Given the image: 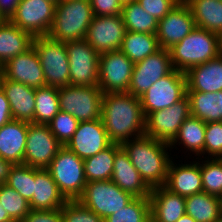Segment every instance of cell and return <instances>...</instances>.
<instances>
[{
  "label": "cell",
  "mask_w": 222,
  "mask_h": 222,
  "mask_svg": "<svg viewBox=\"0 0 222 222\" xmlns=\"http://www.w3.org/2000/svg\"><path fill=\"white\" fill-rule=\"evenodd\" d=\"M145 118L139 97L128 92L103 94L101 120L112 143L145 135Z\"/></svg>",
  "instance_id": "obj_1"
},
{
  "label": "cell",
  "mask_w": 222,
  "mask_h": 222,
  "mask_svg": "<svg viewBox=\"0 0 222 222\" xmlns=\"http://www.w3.org/2000/svg\"><path fill=\"white\" fill-rule=\"evenodd\" d=\"M133 166L150 188L164 186L173 160L169 144L143 135L121 144Z\"/></svg>",
  "instance_id": "obj_2"
},
{
  "label": "cell",
  "mask_w": 222,
  "mask_h": 222,
  "mask_svg": "<svg viewBox=\"0 0 222 222\" xmlns=\"http://www.w3.org/2000/svg\"><path fill=\"white\" fill-rule=\"evenodd\" d=\"M173 69H188L218 57L222 53L220 36L196 27L179 43L169 49Z\"/></svg>",
  "instance_id": "obj_3"
},
{
  "label": "cell",
  "mask_w": 222,
  "mask_h": 222,
  "mask_svg": "<svg viewBox=\"0 0 222 222\" xmlns=\"http://www.w3.org/2000/svg\"><path fill=\"white\" fill-rule=\"evenodd\" d=\"M93 18L89 0H59L48 36L61 42L84 40Z\"/></svg>",
  "instance_id": "obj_4"
},
{
  "label": "cell",
  "mask_w": 222,
  "mask_h": 222,
  "mask_svg": "<svg viewBox=\"0 0 222 222\" xmlns=\"http://www.w3.org/2000/svg\"><path fill=\"white\" fill-rule=\"evenodd\" d=\"M46 169L67 200H77L82 195L87 183L84 160L66 146L58 151Z\"/></svg>",
  "instance_id": "obj_5"
},
{
  "label": "cell",
  "mask_w": 222,
  "mask_h": 222,
  "mask_svg": "<svg viewBox=\"0 0 222 222\" xmlns=\"http://www.w3.org/2000/svg\"><path fill=\"white\" fill-rule=\"evenodd\" d=\"M33 47L38 53L43 68L46 86L64 87L70 85V67L65 42L48 35L34 37Z\"/></svg>",
  "instance_id": "obj_6"
},
{
  "label": "cell",
  "mask_w": 222,
  "mask_h": 222,
  "mask_svg": "<svg viewBox=\"0 0 222 222\" xmlns=\"http://www.w3.org/2000/svg\"><path fill=\"white\" fill-rule=\"evenodd\" d=\"M103 92L99 86L59 87V107L79 122L101 119Z\"/></svg>",
  "instance_id": "obj_7"
},
{
  "label": "cell",
  "mask_w": 222,
  "mask_h": 222,
  "mask_svg": "<svg viewBox=\"0 0 222 222\" xmlns=\"http://www.w3.org/2000/svg\"><path fill=\"white\" fill-rule=\"evenodd\" d=\"M133 197L111 180L87 182L82 195L77 199L102 219L125 207Z\"/></svg>",
  "instance_id": "obj_8"
},
{
  "label": "cell",
  "mask_w": 222,
  "mask_h": 222,
  "mask_svg": "<svg viewBox=\"0 0 222 222\" xmlns=\"http://www.w3.org/2000/svg\"><path fill=\"white\" fill-rule=\"evenodd\" d=\"M187 95L185 73L173 69L139 97L145 117L154 111L163 110L182 100Z\"/></svg>",
  "instance_id": "obj_9"
},
{
  "label": "cell",
  "mask_w": 222,
  "mask_h": 222,
  "mask_svg": "<svg viewBox=\"0 0 222 222\" xmlns=\"http://www.w3.org/2000/svg\"><path fill=\"white\" fill-rule=\"evenodd\" d=\"M190 116V101L186 95L168 108L149 113L145 118V135L170 144Z\"/></svg>",
  "instance_id": "obj_10"
},
{
  "label": "cell",
  "mask_w": 222,
  "mask_h": 222,
  "mask_svg": "<svg viewBox=\"0 0 222 222\" xmlns=\"http://www.w3.org/2000/svg\"><path fill=\"white\" fill-rule=\"evenodd\" d=\"M56 4L53 0H21L9 21L33 37L48 35Z\"/></svg>",
  "instance_id": "obj_11"
},
{
  "label": "cell",
  "mask_w": 222,
  "mask_h": 222,
  "mask_svg": "<svg viewBox=\"0 0 222 222\" xmlns=\"http://www.w3.org/2000/svg\"><path fill=\"white\" fill-rule=\"evenodd\" d=\"M69 67L70 85L98 86L100 54L86 41L65 42Z\"/></svg>",
  "instance_id": "obj_12"
},
{
  "label": "cell",
  "mask_w": 222,
  "mask_h": 222,
  "mask_svg": "<svg viewBox=\"0 0 222 222\" xmlns=\"http://www.w3.org/2000/svg\"><path fill=\"white\" fill-rule=\"evenodd\" d=\"M133 68L134 63L120 50L100 54L98 86L103 94L128 92Z\"/></svg>",
  "instance_id": "obj_13"
},
{
  "label": "cell",
  "mask_w": 222,
  "mask_h": 222,
  "mask_svg": "<svg viewBox=\"0 0 222 222\" xmlns=\"http://www.w3.org/2000/svg\"><path fill=\"white\" fill-rule=\"evenodd\" d=\"M63 145L51 132L48 125H28L24 164L46 169Z\"/></svg>",
  "instance_id": "obj_14"
},
{
  "label": "cell",
  "mask_w": 222,
  "mask_h": 222,
  "mask_svg": "<svg viewBox=\"0 0 222 222\" xmlns=\"http://www.w3.org/2000/svg\"><path fill=\"white\" fill-rule=\"evenodd\" d=\"M173 70L168 49H160L155 54L134 64L128 93L142 96L156 81Z\"/></svg>",
  "instance_id": "obj_15"
},
{
  "label": "cell",
  "mask_w": 222,
  "mask_h": 222,
  "mask_svg": "<svg viewBox=\"0 0 222 222\" xmlns=\"http://www.w3.org/2000/svg\"><path fill=\"white\" fill-rule=\"evenodd\" d=\"M126 34L121 14L94 16L85 39L99 54L119 50Z\"/></svg>",
  "instance_id": "obj_16"
},
{
  "label": "cell",
  "mask_w": 222,
  "mask_h": 222,
  "mask_svg": "<svg viewBox=\"0 0 222 222\" xmlns=\"http://www.w3.org/2000/svg\"><path fill=\"white\" fill-rule=\"evenodd\" d=\"M196 28L191 10L179 2L164 18L158 21L156 37L161 49H170Z\"/></svg>",
  "instance_id": "obj_17"
},
{
  "label": "cell",
  "mask_w": 222,
  "mask_h": 222,
  "mask_svg": "<svg viewBox=\"0 0 222 222\" xmlns=\"http://www.w3.org/2000/svg\"><path fill=\"white\" fill-rule=\"evenodd\" d=\"M112 144L101 119L79 122L66 147L85 160Z\"/></svg>",
  "instance_id": "obj_18"
},
{
  "label": "cell",
  "mask_w": 222,
  "mask_h": 222,
  "mask_svg": "<svg viewBox=\"0 0 222 222\" xmlns=\"http://www.w3.org/2000/svg\"><path fill=\"white\" fill-rule=\"evenodd\" d=\"M2 76L32 88L46 86L43 68L38 53L32 46L22 54L8 60L0 67Z\"/></svg>",
  "instance_id": "obj_19"
},
{
  "label": "cell",
  "mask_w": 222,
  "mask_h": 222,
  "mask_svg": "<svg viewBox=\"0 0 222 222\" xmlns=\"http://www.w3.org/2000/svg\"><path fill=\"white\" fill-rule=\"evenodd\" d=\"M111 181L133 197L149 198L150 196L151 188L141 178L125 150L117 143H115V158Z\"/></svg>",
  "instance_id": "obj_20"
},
{
  "label": "cell",
  "mask_w": 222,
  "mask_h": 222,
  "mask_svg": "<svg viewBox=\"0 0 222 222\" xmlns=\"http://www.w3.org/2000/svg\"><path fill=\"white\" fill-rule=\"evenodd\" d=\"M196 159L198 162L193 160L189 164L181 162L178 165L171 160L164 187L184 197L203 192L200 161Z\"/></svg>",
  "instance_id": "obj_21"
},
{
  "label": "cell",
  "mask_w": 222,
  "mask_h": 222,
  "mask_svg": "<svg viewBox=\"0 0 222 222\" xmlns=\"http://www.w3.org/2000/svg\"><path fill=\"white\" fill-rule=\"evenodd\" d=\"M0 87L9 101L12 118L34 124L36 88L1 76Z\"/></svg>",
  "instance_id": "obj_22"
},
{
  "label": "cell",
  "mask_w": 222,
  "mask_h": 222,
  "mask_svg": "<svg viewBox=\"0 0 222 222\" xmlns=\"http://www.w3.org/2000/svg\"><path fill=\"white\" fill-rule=\"evenodd\" d=\"M151 222H176L185 213V197L164 186L151 188L149 196Z\"/></svg>",
  "instance_id": "obj_23"
},
{
  "label": "cell",
  "mask_w": 222,
  "mask_h": 222,
  "mask_svg": "<svg viewBox=\"0 0 222 222\" xmlns=\"http://www.w3.org/2000/svg\"><path fill=\"white\" fill-rule=\"evenodd\" d=\"M29 122L12 119L0 127V157L15 164H24Z\"/></svg>",
  "instance_id": "obj_24"
},
{
  "label": "cell",
  "mask_w": 222,
  "mask_h": 222,
  "mask_svg": "<svg viewBox=\"0 0 222 222\" xmlns=\"http://www.w3.org/2000/svg\"><path fill=\"white\" fill-rule=\"evenodd\" d=\"M187 91L202 93L222 91V53L185 72Z\"/></svg>",
  "instance_id": "obj_25"
},
{
  "label": "cell",
  "mask_w": 222,
  "mask_h": 222,
  "mask_svg": "<svg viewBox=\"0 0 222 222\" xmlns=\"http://www.w3.org/2000/svg\"><path fill=\"white\" fill-rule=\"evenodd\" d=\"M67 201L48 170L35 168L34 194L29 202L30 210L61 209Z\"/></svg>",
  "instance_id": "obj_26"
},
{
  "label": "cell",
  "mask_w": 222,
  "mask_h": 222,
  "mask_svg": "<svg viewBox=\"0 0 222 222\" xmlns=\"http://www.w3.org/2000/svg\"><path fill=\"white\" fill-rule=\"evenodd\" d=\"M34 37L6 20L0 25V67L33 46Z\"/></svg>",
  "instance_id": "obj_27"
},
{
  "label": "cell",
  "mask_w": 222,
  "mask_h": 222,
  "mask_svg": "<svg viewBox=\"0 0 222 222\" xmlns=\"http://www.w3.org/2000/svg\"><path fill=\"white\" fill-rule=\"evenodd\" d=\"M191 10L195 25L222 34V0H188L185 2Z\"/></svg>",
  "instance_id": "obj_28"
},
{
  "label": "cell",
  "mask_w": 222,
  "mask_h": 222,
  "mask_svg": "<svg viewBox=\"0 0 222 222\" xmlns=\"http://www.w3.org/2000/svg\"><path fill=\"white\" fill-rule=\"evenodd\" d=\"M206 123L199 118L193 116L184 120L183 124L174 138L169 144L171 149L177 148L176 145L182 144L186 152L189 150L194 155L204 157ZM176 144V145H175Z\"/></svg>",
  "instance_id": "obj_29"
},
{
  "label": "cell",
  "mask_w": 222,
  "mask_h": 222,
  "mask_svg": "<svg viewBox=\"0 0 222 222\" xmlns=\"http://www.w3.org/2000/svg\"><path fill=\"white\" fill-rule=\"evenodd\" d=\"M190 101L191 116L205 123L222 121V91L202 93L187 91Z\"/></svg>",
  "instance_id": "obj_30"
},
{
  "label": "cell",
  "mask_w": 222,
  "mask_h": 222,
  "mask_svg": "<svg viewBox=\"0 0 222 222\" xmlns=\"http://www.w3.org/2000/svg\"><path fill=\"white\" fill-rule=\"evenodd\" d=\"M185 211L196 222H215L222 214L221 198L206 192L187 196Z\"/></svg>",
  "instance_id": "obj_31"
},
{
  "label": "cell",
  "mask_w": 222,
  "mask_h": 222,
  "mask_svg": "<svg viewBox=\"0 0 222 222\" xmlns=\"http://www.w3.org/2000/svg\"><path fill=\"white\" fill-rule=\"evenodd\" d=\"M160 49L156 34L126 31L119 50L135 64Z\"/></svg>",
  "instance_id": "obj_32"
},
{
  "label": "cell",
  "mask_w": 222,
  "mask_h": 222,
  "mask_svg": "<svg viewBox=\"0 0 222 222\" xmlns=\"http://www.w3.org/2000/svg\"><path fill=\"white\" fill-rule=\"evenodd\" d=\"M121 16L126 27V31L156 34L158 20L149 15L138 3L134 1L123 5Z\"/></svg>",
  "instance_id": "obj_33"
},
{
  "label": "cell",
  "mask_w": 222,
  "mask_h": 222,
  "mask_svg": "<svg viewBox=\"0 0 222 222\" xmlns=\"http://www.w3.org/2000/svg\"><path fill=\"white\" fill-rule=\"evenodd\" d=\"M115 158V143L84 160L87 182L111 180Z\"/></svg>",
  "instance_id": "obj_34"
},
{
  "label": "cell",
  "mask_w": 222,
  "mask_h": 222,
  "mask_svg": "<svg viewBox=\"0 0 222 222\" xmlns=\"http://www.w3.org/2000/svg\"><path fill=\"white\" fill-rule=\"evenodd\" d=\"M59 111V88H36L34 124L48 125Z\"/></svg>",
  "instance_id": "obj_35"
},
{
  "label": "cell",
  "mask_w": 222,
  "mask_h": 222,
  "mask_svg": "<svg viewBox=\"0 0 222 222\" xmlns=\"http://www.w3.org/2000/svg\"><path fill=\"white\" fill-rule=\"evenodd\" d=\"M104 222H151L149 198L135 197L125 207L103 219Z\"/></svg>",
  "instance_id": "obj_36"
},
{
  "label": "cell",
  "mask_w": 222,
  "mask_h": 222,
  "mask_svg": "<svg viewBox=\"0 0 222 222\" xmlns=\"http://www.w3.org/2000/svg\"><path fill=\"white\" fill-rule=\"evenodd\" d=\"M35 168L25 164H15L10 170L5 182L16 190L27 202H30L34 194Z\"/></svg>",
  "instance_id": "obj_37"
},
{
  "label": "cell",
  "mask_w": 222,
  "mask_h": 222,
  "mask_svg": "<svg viewBox=\"0 0 222 222\" xmlns=\"http://www.w3.org/2000/svg\"><path fill=\"white\" fill-rule=\"evenodd\" d=\"M199 158L203 192L222 197V158Z\"/></svg>",
  "instance_id": "obj_38"
},
{
  "label": "cell",
  "mask_w": 222,
  "mask_h": 222,
  "mask_svg": "<svg viewBox=\"0 0 222 222\" xmlns=\"http://www.w3.org/2000/svg\"><path fill=\"white\" fill-rule=\"evenodd\" d=\"M0 204L16 222L23 220L30 211L29 202L5 183H0Z\"/></svg>",
  "instance_id": "obj_39"
},
{
  "label": "cell",
  "mask_w": 222,
  "mask_h": 222,
  "mask_svg": "<svg viewBox=\"0 0 222 222\" xmlns=\"http://www.w3.org/2000/svg\"><path fill=\"white\" fill-rule=\"evenodd\" d=\"M79 121L69 113L59 111L48 126L57 140L66 146L77 130Z\"/></svg>",
  "instance_id": "obj_40"
},
{
  "label": "cell",
  "mask_w": 222,
  "mask_h": 222,
  "mask_svg": "<svg viewBox=\"0 0 222 222\" xmlns=\"http://www.w3.org/2000/svg\"><path fill=\"white\" fill-rule=\"evenodd\" d=\"M63 222H104L103 219L78 200H68L61 208Z\"/></svg>",
  "instance_id": "obj_41"
},
{
  "label": "cell",
  "mask_w": 222,
  "mask_h": 222,
  "mask_svg": "<svg viewBox=\"0 0 222 222\" xmlns=\"http://www.w3.org/2000/svg\"><path fill=\"white\" fill-rule=\"evenodd\" d=\"M204 155L205 158H222V121L206 123Z\"/></svg>",
  "instance_id": "obj_42"
},
{
  "label": "cell",
  "mask_w": 222,
  "mask_h": 222,
  "mask_svg": "<svg viewBox=\"0 0 222 222\" xmlns=\"http://www.w3.org/2000/svg\"><path fill=\"white\" fill-rule=\"evenodd\" d=\"M140 6L149 14L160 21L177 4L176 0H137Z\"/></svg>",
  "instance_id": "obj_43"
},
{
  "label": "cell",
  "mask_w": 222,
  "mask_h": 222,
  "mask_svg": "<svg viewBox=\"0 0 222 222\" xmlns=\"http://www.w3.org/2000/svg\"><path fill=\"white\" fill-rule=\"evenodd\" d=\"M94 16H113L121 14L123 5L119 0H89Z\"/></svg>",
  "instance_id": "obj_44"
},
{
  "label": "cell",
  "mask_w": 222,
  "mask_h": 222,
  "mask_svg": "<svg viewBox=\"0 0 222 222\" xmlns=\"http://www.w3.org/2000/svg\"><path fill=\"white\" fill-rule=\"evenodd\" d=\"M20 222H63L61 209L30 210L29 214Z\"/></svg>",
  "instance_id": "obj_45"
},
{
  "label": "cell",
  "mask_w": 222,
  "mask_h": 222,
  "mask_svg": "<svg viewBox=\"0 0 222 222\" xmlns=\"http://www.w3.org/2000/svg\"><path fill=\"white\" fill-rule=\"evenodd\" d=\"M12 113L5 93L0 87V127L12 120Z\"/></svg>",
  "instance_id": "obj_46"
},
{
  "label": "cell",
  "mask_w": 222,
  "mask_h": 222,
  "mask_svg": "<svg viewBox=\"0 0 222 222\" xmlns=\"http://www.w3.org/2000/svg\"><path fill=\"white\" fill-rule=\"evenodd\" d=\"M21 0H0V13L6 20H9L15 13Z\"/></svg>",
  "instance_id": "obj_47"
},
{
  "label": "cell",
  "mask_w": 222,
  "mask_h": 222,
  "mask_svg": "<svg viewBox=\"0 0 222 222\" xmlns=\"http://www.w3.org/2000/svg\"><path fill=\"white\" fill-rule=\"evenodd\" d=\"M13 165V163L3 160L0 157V183H5L7 181L8 175L10 174V170Z\"/></svg>",
  "instance_id": "obj_48"
},
{
  "label": "cell",
  "mask_w": 222,
  "mask_h": 222,
  "mask_svg": "<svg viewBox=\"0 0 222 222\" xmlns=\"http://www.w3.org/2000/svg\"><path fill=\"white\" fill-rule=\"evenodd\" d=\"M0 222H16L0 204Z\"/></svg>",
  "instance_id": "obj_49"
},
{
  "label": "cell",
  "mask_w": 222,
  "mask_h": 222,
  "mask_svg": "<svg viewBox=\"0 0 222 222\" xmlns=\"http://www.w3.org/2000/svg\"><path fill=\"white\" fill-rule=\"evenodd\" d=\"M176 222H196L190 215L184 214L180 219H178Z\"/></svg>",
  "instance_id": "obj_50"
},
{
  "label": "cell",
  "mask_w": 222,
  "mask_h": 222,
  "mask_svg": "<svg viewBox=\"0 0 222 222\" xmlns=\"http://www.w3.org/2000/svg\"><path fill=\"white\" fill-rule=\"evenodd\" d=\"M120 1V3L122 4V5H124V4H126V3H131V2H134V1H137V0H119Z\"/></svg>",
  "instance_id": "obj_51"
},
{
  "label": "cell",
  "mask_w": 222,
  "mask_h": 222,
  "mask_svg": "<svg viewBox=\"0 0 222 222\" xmlns=\"http://www.w3.org/2000/svg\"><path fill=\"white\" fill-rule=\"evenodd\" d=\"M6 19L3 17V15L0 13V25H2Z\"/></svg>",
  "instance_id": "obj_52"
},
{
  "label": "cell",
  "mask_w": 222,
  "mask_h": 222,
  "mask_svg": "<svg viewBox=\"0 0 222 222\" xmlns=\"http://www.w3.org/2000/svg\"><path fill=\"white\" fill-rule=\"evenodd\" d=\"M215 222H222V214L220 215V217Z\"/></svg>",
  "instance_id": "obj_53"
},
{
  "label": "cell",
  "mask_w": 222,
  "mask_h": 222,
  "mask_svg": "<svg viewBox=\"0 0 222 222\" xmlns=\"http://www.w3.org/2000/svg\"><path fill=\"white\" fill-rule=\"evenodd\" d=\"M220 40H221V47H222V34H221V36H220Z\"/></svg>",
  "instance_id": "obj_54"
}]
</instances>
